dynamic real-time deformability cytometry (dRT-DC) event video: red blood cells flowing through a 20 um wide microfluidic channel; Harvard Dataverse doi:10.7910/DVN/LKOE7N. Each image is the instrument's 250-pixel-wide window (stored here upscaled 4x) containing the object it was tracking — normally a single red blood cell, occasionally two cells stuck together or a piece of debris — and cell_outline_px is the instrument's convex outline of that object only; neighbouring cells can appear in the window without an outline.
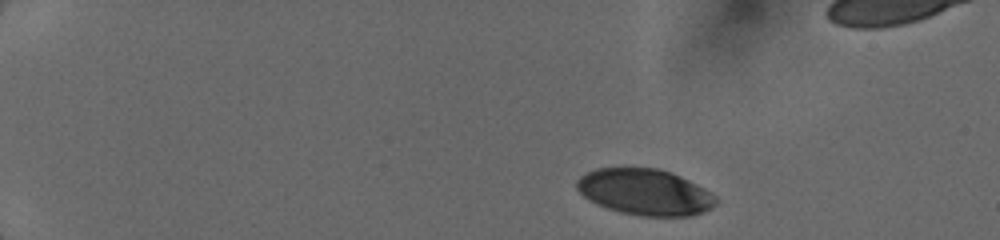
{"species": "human", "species_latin": "Homo sapiens", "temperature_condition": "cold", "stored_images_in_passage": 6, "camera_frame_rate_fps": 3000, "um_per_image_px": 0.085, "donor": {"sex": "female"}, "frame": {"image": 1, "passage_image": 1, "time_ms": 0.0, "image_size_px": [1000, 240], "cell_outline_px": [[716, 204], [712, 208], [704, 212], [692, 216], [644, 216], [624, 212], [608, 208], [596, 204], [588, 200], [576, 188], [576, 180], [580, 176], [596, 168], [656, 168], [672, 172], [704, 188], [716, 196]], "centroid_in_image_um": [54.83, 16.32], "position_along_channel_um": 30.2, "area_um2": 37.34}}
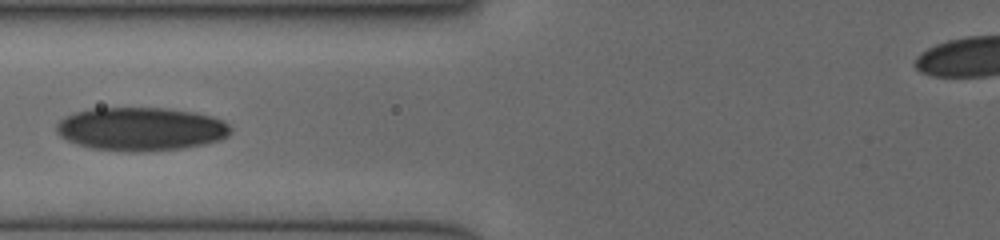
{"frame": {"image": 2, "passage_image": 5, "time_ms": 4.667, "image_size_px": [1000, 240], "cell_outline_px": [[232, 132], [228, 136], [220, 140], [204, 144], [184, 148], [148, 152], [128, 152], [92, 148], [76, 144], [60, 136], [56, 132], [56, 124], [64, 116], [72, 112], [88, 108], [168, 108], [196, 112], [212, 116], [224, 120], [232, 128]], "centroid_in_image_um": [11.98, 10.96], "position_along_channel_um": 113.8, "area_um2": 44.8}}
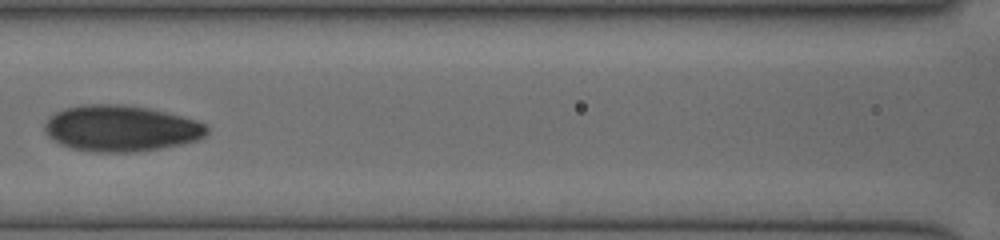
{"frame": {"image": 3, "passage_image": 6, "time_ms": 5.667, "image_size_px": [1000, 240], "cell_outline_px": [[208, 132], [200, 140], [184, 144], [136, 152], [92, 152], [72, 148], [60, 144], [48, 136], [44, 132], [44, 124], [48, 116], [64, 108], [80, 104], [124, 104], [148, 108], [196, 120], [204, 124], [208, 128]], "centroid_in_image_um": [10.25, 10.91], "position_along_channel_um": 156.4, "area_um2": 43.93}}